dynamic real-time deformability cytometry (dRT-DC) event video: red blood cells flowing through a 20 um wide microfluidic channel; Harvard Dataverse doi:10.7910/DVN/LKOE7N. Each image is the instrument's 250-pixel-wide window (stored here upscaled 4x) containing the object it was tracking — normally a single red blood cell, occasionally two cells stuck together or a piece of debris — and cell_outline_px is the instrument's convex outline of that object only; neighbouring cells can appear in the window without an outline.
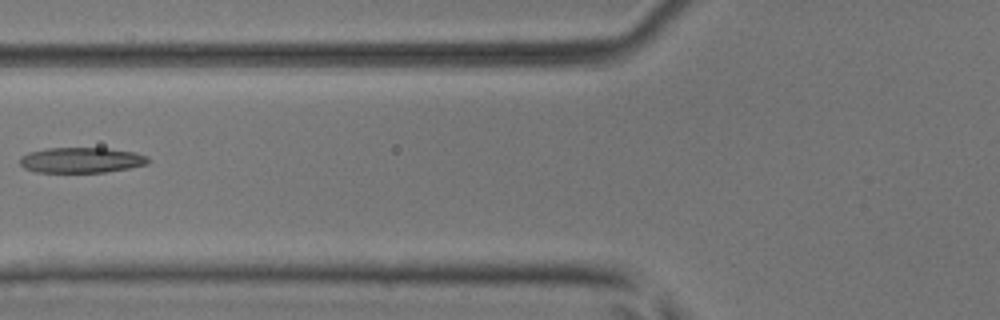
{"species": "common noctule bat (a hibernating species)", "species_latin": "Nyctalus noctula", "temperature_condition": "room temperature", "stored_images_in_passage": 7, "camera_frame_rate_fps": 3000, "um_per_image_px": 0.085, "animal": {"sex": "male", "body_mass_g": 17.9, "forearm_length_mm": 54.2}, "frame": {"image": 1, "passage_image": 7, "time_ms": 2.0, "image_size_px": [1000, 320], "cell_outline_px": [[148, 164], [128, 168], [104, 172], [36, 172], [24, 168], [20, 164], [20, 156], [28, 152], [48, 148], [104, 148], [136, 152], [148, 156]], "centroid_in_image_um": [6.9, 13.6], "position_along_channel_um": 118.9, "area_um2": 19.02}}